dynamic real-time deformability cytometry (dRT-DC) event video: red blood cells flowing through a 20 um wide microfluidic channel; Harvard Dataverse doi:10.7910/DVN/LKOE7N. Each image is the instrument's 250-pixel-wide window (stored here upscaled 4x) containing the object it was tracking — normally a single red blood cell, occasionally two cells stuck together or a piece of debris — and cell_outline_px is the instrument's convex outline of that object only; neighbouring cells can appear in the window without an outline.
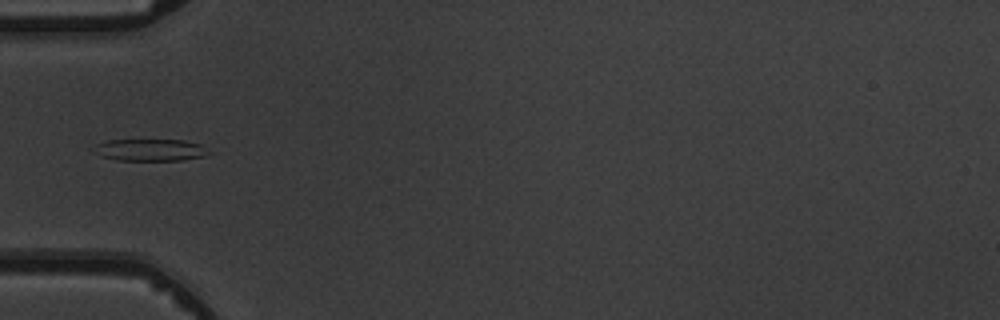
{"species": "common noctule bat (a hibernating species)", "species_latin": "Nyctalus noctula", "temperature_condition": "warm", "stored_images_in_passage": 5, "camera_frame_rate_fps": 3000, "um_per_image_px": 0.085, "animal": {"sex": "male", "body_mass_g": 19.5, "forearm_length_mm": 54.6}, "frame": {"image": 1, "passage_image": 5, "time_ms": 4.667, "image_size_px": [1000, 320], "cell_outline_px": [[212, 152], [204, 156], [184, 160], [116, 160], [100, 156], [92, 152], [96, 144], [108, 140], [184, 140], [200, 144]], "centroid_in_image_um": [12.76, 12.75], "position_along_channel_um": 72.2, "area_um2": 14.8}}